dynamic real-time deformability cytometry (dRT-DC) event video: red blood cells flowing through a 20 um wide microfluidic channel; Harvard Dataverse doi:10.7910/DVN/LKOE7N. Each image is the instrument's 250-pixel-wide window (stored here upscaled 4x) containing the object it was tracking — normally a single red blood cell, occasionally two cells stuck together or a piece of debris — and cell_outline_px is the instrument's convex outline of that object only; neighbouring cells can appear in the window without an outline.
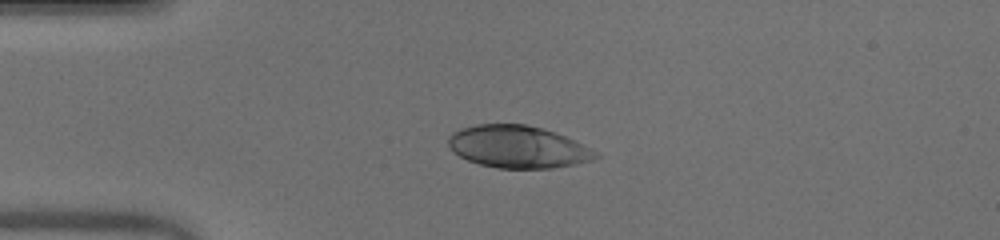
{"species": "human", "species_latin": "Homo sapiens", "temperature_condition": "warm", "stored_images_in_passage": 39, "camera_frame_rate_fps": 3000, "um_per_image_px": 0.085, "donor": {"sex": "male"}, "frame": {"image": 1, "passage_image": 1, "time_ms": 0.0, "image_size_px": [1000, 240], "cell_outline_px": [[600, 156], [592, 160], [552, 168], [496, 168], [480, 164], [468, 160], [460, 156], [448, 144], [448, 136], [452, 132], [460, 128], [476, 124], [524, 124], [544, 128], [556, 132], [596, 152]], "centroid_in_image_um": [43.98, 12.47], "position_along_channel_um": 41.0, "area_um2": 35.95}}
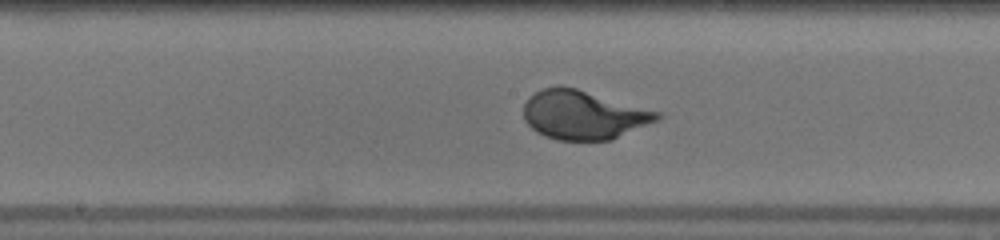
{"frame": {"image": 2, "passage_image": 15, "time_ms": 4.667, "image_size_px": [1000, 240], "cell_outline_px": [[664, 116], [660, 120], [612, 140], [556, 140], [544, 136], [536, 132], [524, 120], [524, 104], [528, 96], [540, 88], [556, 84], [560, 84], [576, 88], [664, 112]], "centroid_in_image_um": [49.63, 9.74], "position_along_channel_um": 198.6, "area_um2": 39.02}}
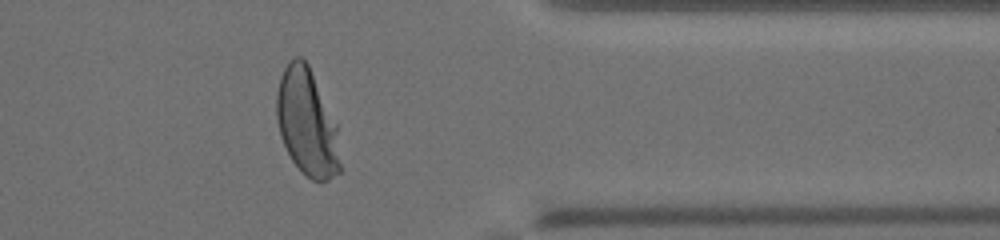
{"frame": {"image": 3, "passage_image": 30, "time_ms": 9.667, "image_size_px": [1000, 240], "cell_outline_px": [[340, 172], [328, 180], [320, 184], [312, 180], [300, 172], [292, 160], [280, 136], [276, 116], [276, 92], [280, 76], [288, 60], [296, 56], [300, 56], [308, 64], [336, 124], [340, 164]], "centroid_in_image_um": [26.07, 10.44], "position_along_channel_um": 385.3, "area_um2": 39.65}, "authors_computed_cell_mechanics": {"area_um2": 38.3792, "velocity_mm_per_s": 3.9911, "shape_relaxation_time_tau1_ms": 2.4572, "shape_relaxation_time_tau2_ms": null, "deformation_change_tau1": 0.203, "deformation_change_tau2": null}}